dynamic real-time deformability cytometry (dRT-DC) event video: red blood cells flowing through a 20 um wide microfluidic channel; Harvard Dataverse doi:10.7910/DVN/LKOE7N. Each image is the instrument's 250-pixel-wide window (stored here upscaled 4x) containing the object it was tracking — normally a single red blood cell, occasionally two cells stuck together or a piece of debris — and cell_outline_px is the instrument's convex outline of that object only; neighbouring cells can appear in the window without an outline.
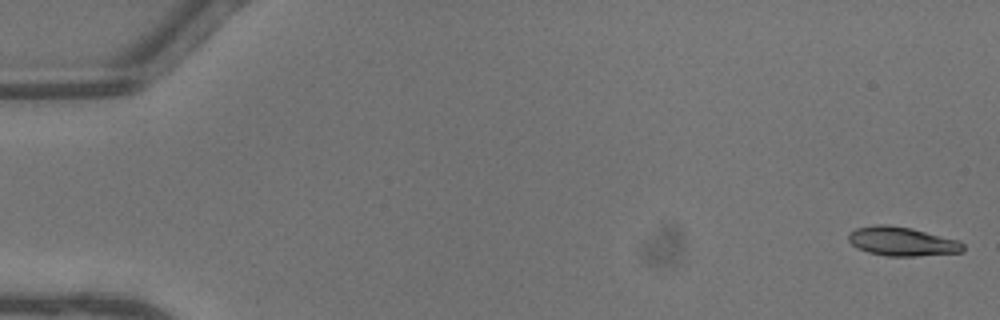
{"species": "common noctule bat (a hibernating species)", "species_latin": "Nyctalus noctula", "temperature_condition": "warm", "stored_images_in_passage": 45, "camera_frame_rate_fps": 3000, "um_per_image_px": 0.085, "animal": {"sex": "male", "body_mass_g": 13.3}, "frame": {"image": 1, "passage_image": 1, "time_ms": 0.0, "image_size_px": [1000, 320], "cell_outline_px": [[964, 252], [916, 256], [884, 256], [868, 252], [856, 248], [848, 240], [848, 236], [856, 228], [876, 224], [888, 224], [912, 228], [960, 240], [964, 244]], "centroid_in_image_um": [76.7, 20.52], "position_along_channel_um": 8.3, "area_um2": 19.59}}
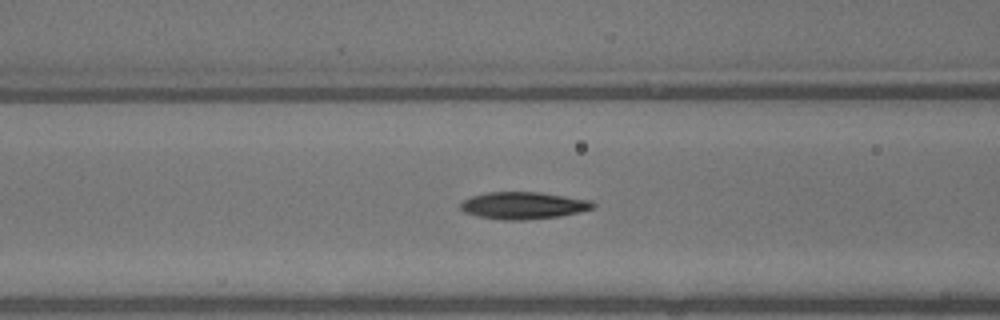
{"frame": {"image": 2, "passage_image": 19, "time_ms": 6.0, "image_size_px": [1000, 320], "cell_outline_px": [[596, 208], [580, 212], [560, 216], [524, 220], [508, 220], [476, 216], [464, 212], [460, 208], [460, 204], [464, 200], [472, 196], [488, 192], [540, 192], [592, 200], [596, 204]], "centroid_in_image_um": [44.53, 17.46], "position_along_channel_um": 122.1, "area_um2": 21.04}}
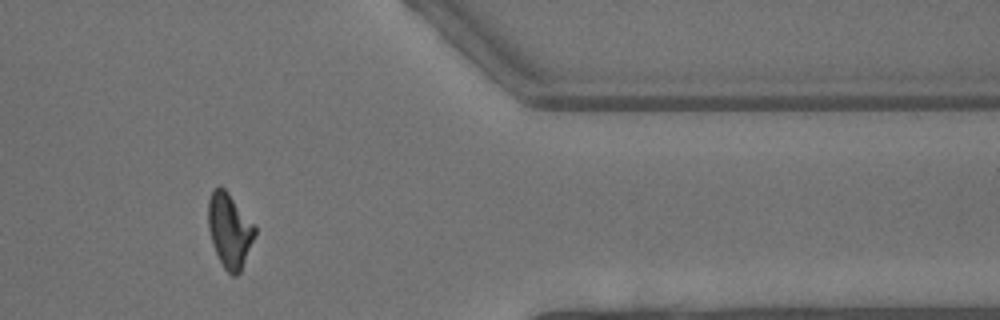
{"frame": {"image": 3, "passage_image": 38, "time_ms": 12.333, "image_size_px": [1000, 320], "cell_outline_px": [[256, 232], [240, 272], [236, 276], [232, 276], [224, 268], [212, 244], [208, 228], [208, 200], [212, 192], [216, 188], [224, 188], [228, 192], [256, 224]], "centroid_in_image_um": [19.52, 19.58], "position_along_channel_um": 391.9, "area_um2": 20.17}, "authors_computed_cell_mechanics": {"area_um2": 20.1144, "velocity_mm_per_s": 4.6003, "shape_relaxation_time_tau1_ms": 3.5681, "shape_relaxation_time_tau2_ms": 2.5162, "deformation_change_tau1": 0.1822, "deformation_change_tau2": 0.0971}}